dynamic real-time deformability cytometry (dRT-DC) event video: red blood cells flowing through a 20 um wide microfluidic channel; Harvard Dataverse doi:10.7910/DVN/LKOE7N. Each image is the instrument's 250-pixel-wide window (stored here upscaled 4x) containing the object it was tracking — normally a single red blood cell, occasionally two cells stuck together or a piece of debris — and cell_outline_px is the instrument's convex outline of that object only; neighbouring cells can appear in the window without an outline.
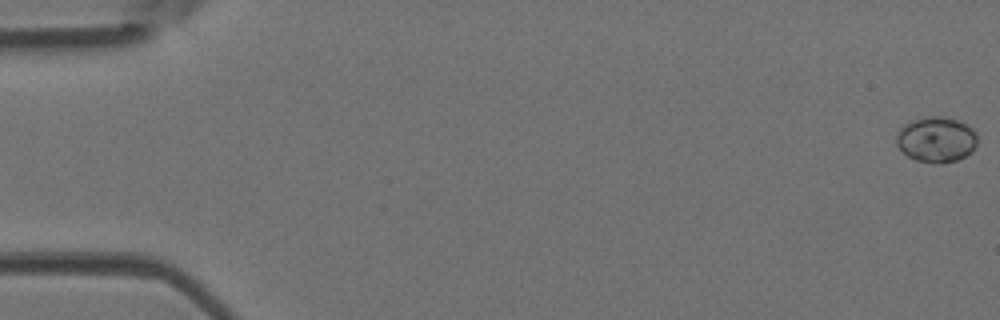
{"species": "Egyptian fruit bat (a non-hibernating species)", "species_latin": "Rousettus aegyptiacus", "temperature_condition": "room temperature", "stored_images_in_passage": 16, "camera_frame_rate_fps": 3000, "um_per_image_px": 0.085, "animal": {"sex": "female"}, "frame": {"image": 1, "passage_image": 1, "time_ms": 0.0, "image_size_px": [1000, 320], "cell_outline_px": [[976, 144], [972, 152], [956, 160], [916, 160], [908, 156], [896, 144], [896, 136], [900, 128], [904, 124], [912, 120], [924, 116], [948, 116], [968, 124], [976, 132]], "centroid_in_image_um": [79.59, 11.78], "position_along_channel_um": 5.4, "area_um2": 21.1}}
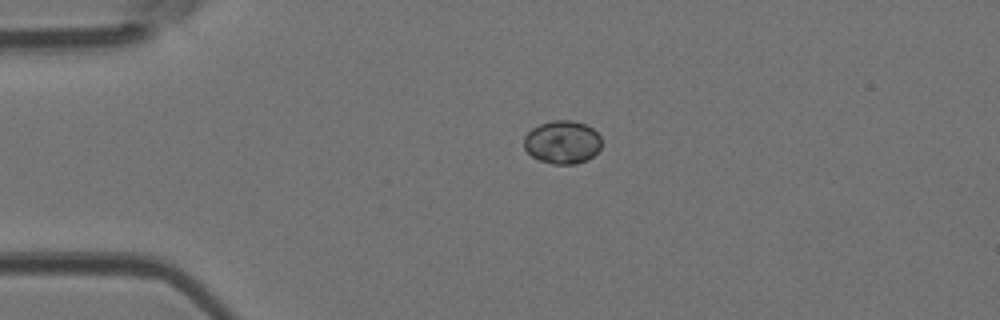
{"frame": {"image": 2, "passage_image": 12, "time_ms": 3.667, "image_size_px": [1000, 320], "cell_outline_px": [[600, 148], [588, 160], [576, 164], [552, 164], [540, 160], [532, 156], [524, 148], [524, 136], [532, 128], [540, 124], [552, 120], [572, 120], [584, 124], [592, 128], [600, 136]], "centroid_in_image_um": [47.79, 12.08], "position_along_channel_um": 37.2, "area_um2": 19.48}}
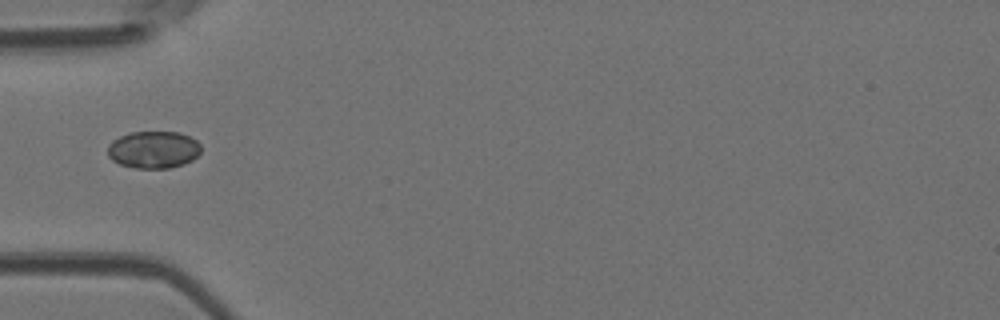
{"frame": {"image": 3, "passage_image": 16, "time_ms": 5.0, "image_size_px": [1000, 320], "cell_outline_px": [[200, 152], [192, 160], [184, 164], [168, 168], [136, 168], [120, 164], [112, 160], [108, 156], [108, 144], [112, 140], [120, 136], [132, 132], [180, 132], [196, 140], [200, 144]], "centroid_in_image_um": [13.04, 12.72], "position_along_channel_um": 72.0, "area_um2": 20.23}}